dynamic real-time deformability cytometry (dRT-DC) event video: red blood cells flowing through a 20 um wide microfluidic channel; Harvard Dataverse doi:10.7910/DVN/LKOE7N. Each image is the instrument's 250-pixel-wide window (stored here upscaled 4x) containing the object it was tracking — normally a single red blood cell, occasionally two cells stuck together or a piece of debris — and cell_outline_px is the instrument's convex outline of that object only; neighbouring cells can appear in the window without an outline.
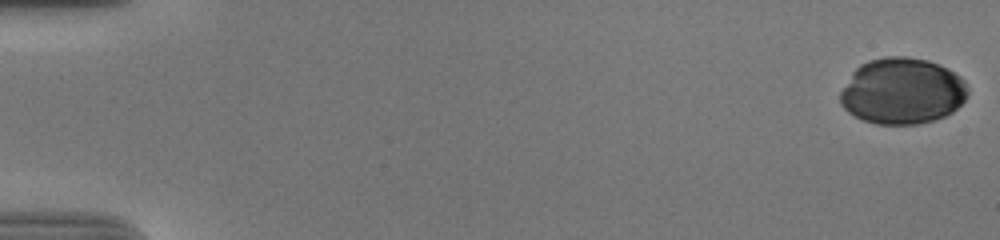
{"species": "human", "species_latin": "Homo sapiens", "temperature_condition": "cold", "stored_images_in_passage": 48, "camera_frame_rate_fps": 3000, "um_per_image_px": 0.085, "donor": {"sex": "male"}, "frame": {"image": 1, "passage_image": 1, "time_ms": 0.0, "image_size_px": [1000, 240], "cell_outline_px": [[968, 96], [952, 112], [944, 116], [932, 120], [916, 124], [876, 124], [864, 120], [848, 112], [840, 104], [840, 92], [852, 72], [860, 64], [868, 60], [884, 56], [908, 56], [928, 60], [940, 64], [948, 68], [960, 76], [964, 80], [968, 88]], "centroid_in_image_um": [76.69, 7.72], "position_along_channel_um": 8.3, "area_um2": 49.48}}
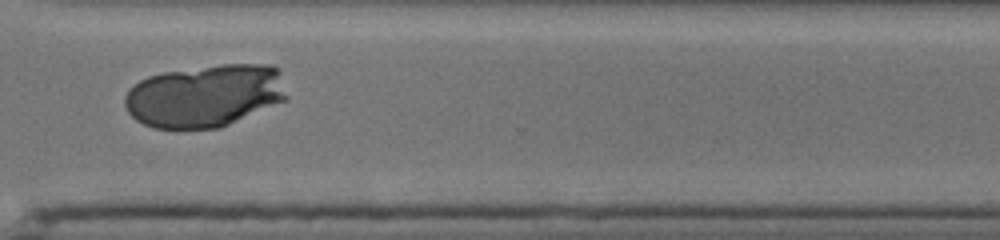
{"frame": {"image": 2, "passage_image": 43, "time_ms": 14.0, "image_size_px": [1000, 240], "cell_outline_px": [[288, 100], [220, 128], [152, 128], [136, 120], [128, 112], [124, 104], [124, 96], [140, 80], [148, 76], [164, 72], [220, 64], [268, 64], [280, 68], [288, 96]], "centroid_in_image_um": [17.48, 8.13], "position_along_channel_um": 353.1, "area_um2": 59.65}}
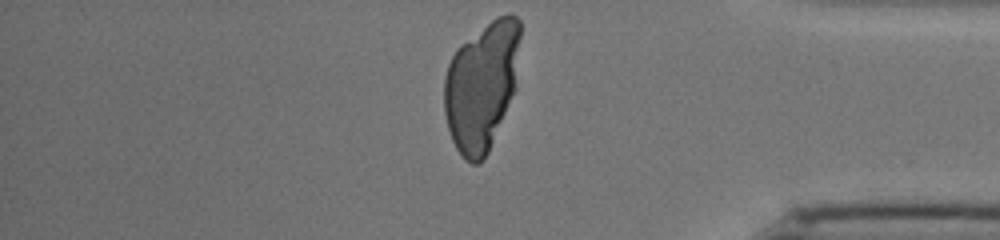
{"frame": {"image": 3, "passage_image": 48, "time_ms": 15.667, "image_size_px": [1000, 240], "cell_outline_px": [[520, 36], [516, 88], [488, 152], [484, 160], [480, 164], [472, 164], [464, 160], [456, 148], [452, 140], [448, 128], [444, 112], [444, 76], [448, 64], [456, 48], [460, 44], [496, 16], [508, 12], [516, 16], [520, 20]], "centroid_in_image_um": [40.94, 7.28], "position_along_channel_um": 394.3, "area_um2": 57.57}}